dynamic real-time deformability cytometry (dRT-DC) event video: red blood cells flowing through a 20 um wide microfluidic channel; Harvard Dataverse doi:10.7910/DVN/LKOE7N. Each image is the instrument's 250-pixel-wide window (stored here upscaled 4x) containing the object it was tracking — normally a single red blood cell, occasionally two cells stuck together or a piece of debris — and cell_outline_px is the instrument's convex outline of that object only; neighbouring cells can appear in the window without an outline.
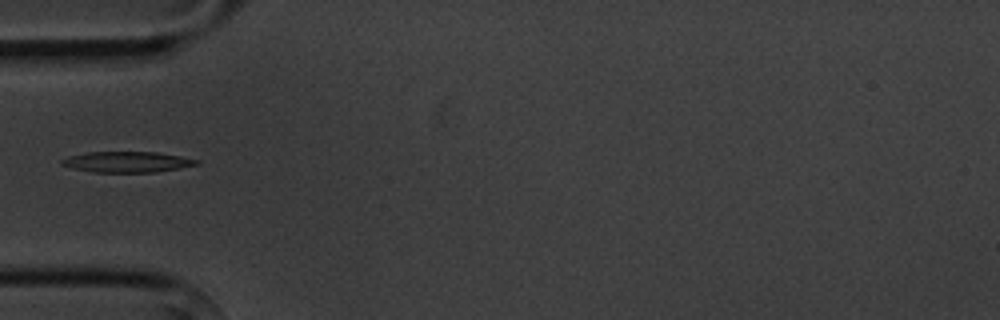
{"species": "common noctule bat (a hibernating species)", "species_latin": "Nyctalus noctula", "temperature_condition": "cold", "stored_images_in_passage": 2, "camera_frame_rate_fps": 3000, "um_per_image_px": 0.085, "animal": {"sex": "male", "body_mass_g": 20.1, "forearm_length_mm": 53.5}, "frame": {"image": 1, "passage_image": 2, "time_ms": 2.0, "image_size_px": [1000, 320], "cell_outline_px": [[200, 164], [180, 168], [156, 172], [92, 172], [72, 168], [60, 164], [60, 160], [68, 156], [88, 152], [156, 152], [180, 156], [200, 160]], "centroid_in_image_um": [10.8, 13.76], "position_along_channel_um": 74.2, "area_um2": 16.36}}